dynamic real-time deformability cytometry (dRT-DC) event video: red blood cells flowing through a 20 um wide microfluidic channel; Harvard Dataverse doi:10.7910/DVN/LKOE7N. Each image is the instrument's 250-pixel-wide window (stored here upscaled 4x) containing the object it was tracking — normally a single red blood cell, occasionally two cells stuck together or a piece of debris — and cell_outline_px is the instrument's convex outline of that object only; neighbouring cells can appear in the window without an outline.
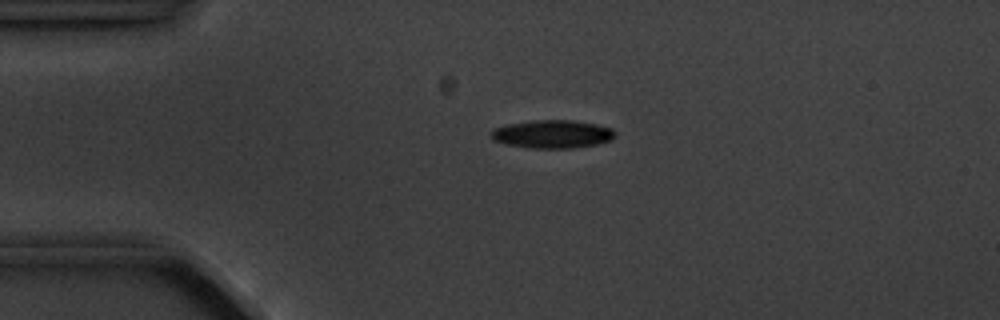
{"species": "common noctule bat (a hibernating species)", "species_latin": "Nyctalus noctula", "temperature_condition": "cold", "stored_images_in_passage": 4, "camera_frame_rate_fps": 3000, "um_per_image_px": 0.085, "animal": {"sex": "male", "body_mass_g": 20.1, "forearm_length_mm": 53.5}, "frame": {"image": 1, "passage_image": 2, "time_ms": 2.0, "image_size_px": [1000, 320], "cell_outline_px": [[616, 136], [608, 140], [596, 144], [572, 148], [532, 148], [508, 144], [492, 140], [492, 128], [504, 124], [532, 120], [572, 120], [596, 124], [612, 128], [616, 132]], "centroid_in_image_um": [46.93, 11.38], "position_along_channel_um": 38.1, "area_um2": 20.35}}